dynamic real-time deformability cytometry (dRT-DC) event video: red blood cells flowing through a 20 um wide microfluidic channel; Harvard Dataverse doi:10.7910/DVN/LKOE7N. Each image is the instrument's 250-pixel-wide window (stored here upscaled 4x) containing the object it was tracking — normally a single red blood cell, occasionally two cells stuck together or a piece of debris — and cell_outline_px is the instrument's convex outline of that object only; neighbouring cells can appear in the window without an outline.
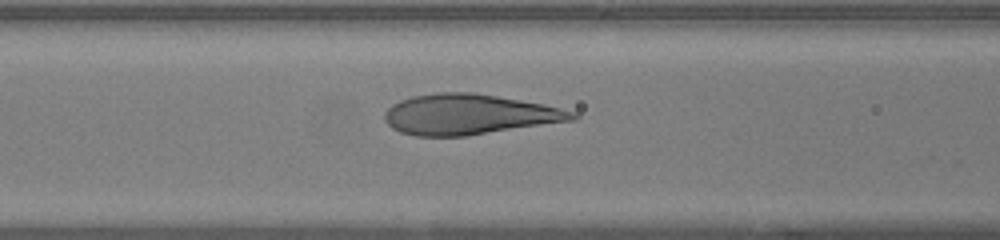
{"species": "human", "species_latin": "Homo sapiens", "temperature_condition": "warm", "stored_images_in_passage": 30, "camera_frame_rate_fps": 3000, "um_per_image_px": 0.085, "donor": {"sex": "female"}, "frame": {"image": 1, "passage_image": 8, "time_ms": 2.333, "image_size_px": [1000, 240], "cell_outline_px": [[580, 116], [576, 120], [468, 136], [416, 136], [400, 132], [392, 128], [384, 120], [384, 112], [392, 104], [400, 100], [412, 96], [436, 92], [472, 92], [520, 100], [560, 108], [576, 112]], "centroid_in_image_um": [39.86, 9.73], "position_along_channel_um": 126.7, "area_um2": 44.33}}
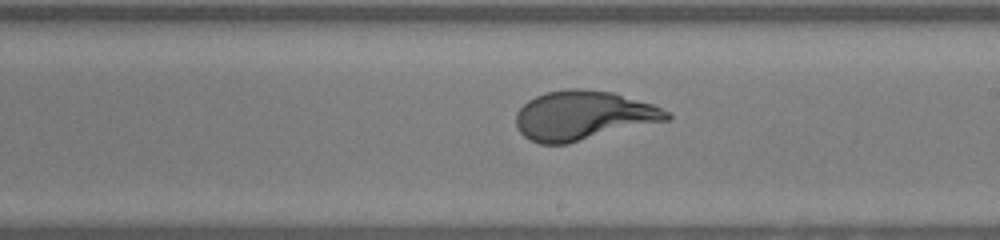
{"frame": {"image": 2, "passage_image": 16, "time_ms": 5.0, "image_size_px": [1000, 240], "cell_outline_px": [[672, 116], [668, 120], [568, 144], [540, 144], [524, 136], [516, 128], [516, 112], [528, 100], [544, 92], [568, 88], [580, 88], [612, 92], [652, 104], [668, 112]], "centroid_in_image_um": [49.55, 9.82], "position_along_channel_um": 239.5, "area_um2": 43.29}}
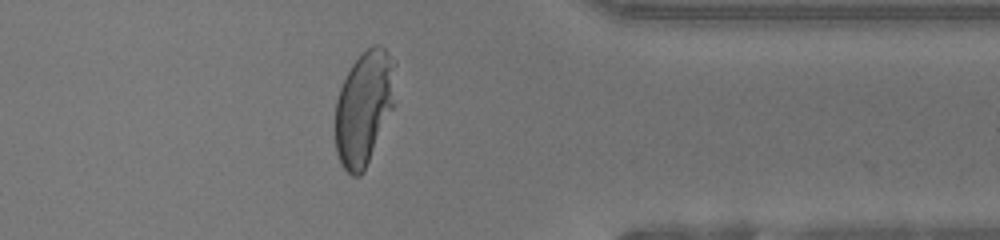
{"frame": {"image": 3, "passage_image": 27, "time_ms": 8.667, "image_size_px": [1000, 240], "cell_outline_px": [[396, 64], [392, 108], [364, 172], [360, 176], [352, 176], [340, 164], [336, 152], [336, 100], [340, 88], [352, 64], [372, 44], [380, 44], [384, 48]], "centroid_in_image_um": [30.93, 9.16], "position_along_channel_um": 380.5, "area_um2": 39.48}, "authors_computed_cell_mechanics": {"area_um2": 43.0899, "velocity_mm_per_s": 4.2366, "shape_relaxation_time_tau1_ms": 4.8328, "shape_relaxation_time_tau2_ms": null, "deformation_change_tau1": 0.3156, "deformation_change_tau2": null}}